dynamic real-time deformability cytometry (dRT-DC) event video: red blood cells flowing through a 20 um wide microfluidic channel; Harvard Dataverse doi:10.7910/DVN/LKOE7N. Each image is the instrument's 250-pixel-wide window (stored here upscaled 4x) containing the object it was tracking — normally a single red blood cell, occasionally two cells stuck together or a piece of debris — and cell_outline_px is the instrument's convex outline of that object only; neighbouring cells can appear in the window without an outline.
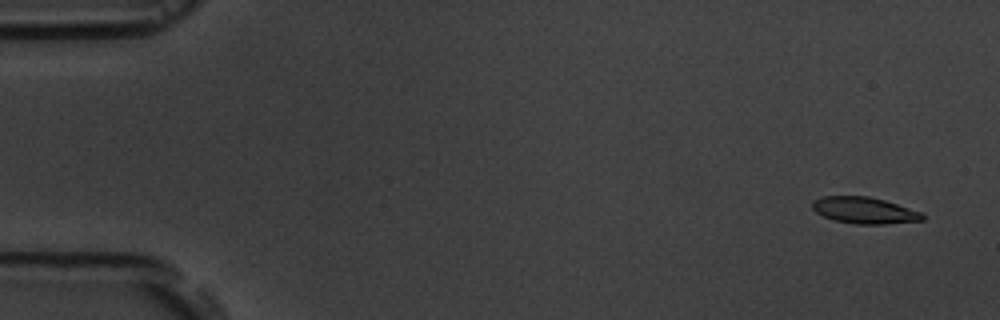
{"species": "common noctule bat (a hibernating species)", "species_latin": "Nyctalus noctula", "temperature_condition": "room temperature", "stored_images_in_passage": 5, "camera_frame_rate_fps": 3000, "um_per_image_px": 0.085, "animal": {"sex": "male", "body_mass_g": 19.5, "forearm_length_mm": 54.6}, "frame": {"image": 1, "passage_image": 1, "time_ms": 0.0, "image_size_px": [1000, 320], "cell_outline_px": [[924, 220], [884, 224], [856, 224], [836, 220], [824, 216], [816, 212], [812, 208], [812, 200], [824, 196], [868, 196], [884, 200], [920, 212], [924, 216]], "centroid_in_image_um": [73.44, 17.88], "position_along_channel_um": 11.6, "area_um2": 16.76}}
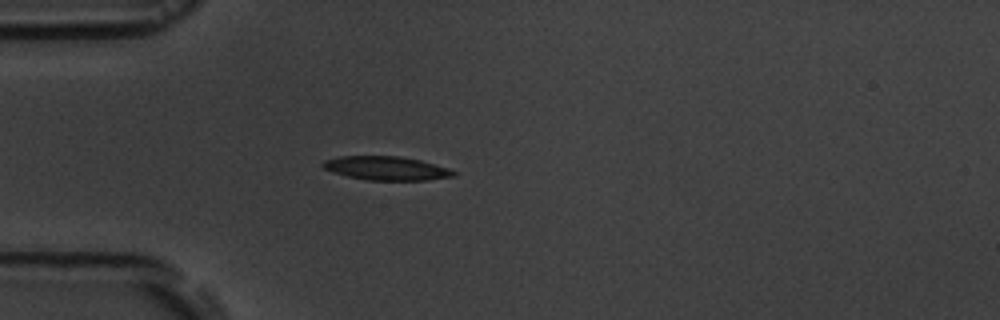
{"frame": {"image": 2, "passage_image": 5, "time_ms": 4.333, "image_size_px": [1000, 320], "cell_outline_px": [[456, 176], [428, 180], [368, 180], [348, 176], [324, 168], [320, 164], [324, 160], [340, 156], [400, 156], [420, 160], [448, 168], [456, 172]], "centroid_in_image_um": [32.86, 14.3], "position_along_channel_um": 52.1, "area_um2": 17.98}}